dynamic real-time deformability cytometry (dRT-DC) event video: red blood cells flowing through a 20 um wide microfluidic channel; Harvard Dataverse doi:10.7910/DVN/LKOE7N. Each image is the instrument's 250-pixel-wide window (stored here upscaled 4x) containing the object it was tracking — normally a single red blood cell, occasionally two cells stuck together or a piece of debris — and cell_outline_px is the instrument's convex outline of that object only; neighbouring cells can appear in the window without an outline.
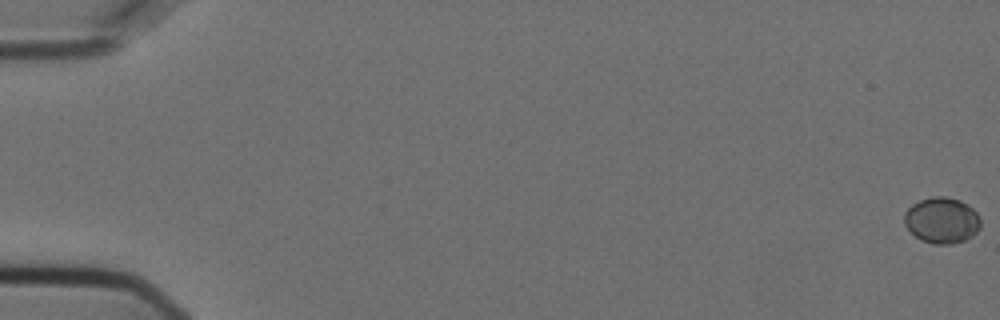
{"species": "Egyptian fruit bat (a non-hibernating species)", "species_latin": "Rousettus aegyptiacus", "temperature_condition": "cold", "stored_images_in_passage": 8, "camera_frame_rate_fps": 3000, "um_per_image_px": 0.085, "animal": {"sex": "female"}, "frame": {"image": 1, "passage_image": 1, "time_ms": 0.0, "image_size_px": [1000, 320], "cell_outline_px": [[980, 228], [972, 236], [964, 240], [952, 244], [932, 244], [920, 240], [904, 224], [904, 212], [912, 204], [920, 200], [932, 196], [944, 196], [960, 200], [968, 204], [976, 212], [980, 220]], "centroid_in_image_um": [80.05, 18.72], "position_along_channel_um": 5.0, "area_um2": 20.52}}